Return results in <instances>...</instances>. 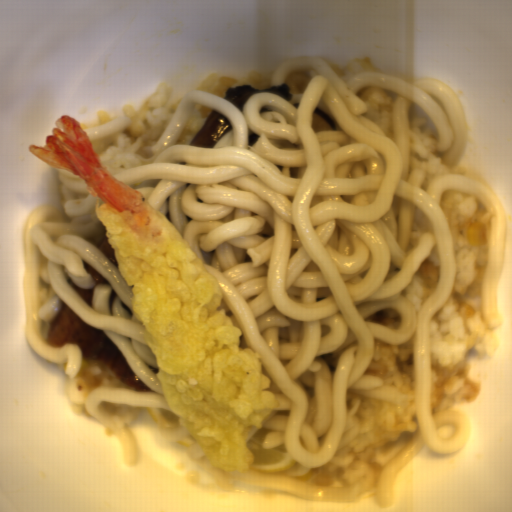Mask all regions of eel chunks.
<instances>
[{
    "mask_svg": "<svg viewBox=\"0 0 512 512\" xmlns=\"http://www.w3.org/2000/svg\"><path fill=\"white\" fill-rule=\"evenodd\" d=\"M84 270L92 277L95 285L98 286H109L111 285L107 279L101 275L98 271H96L94 268H92L89 264L86 262H82Z\"/></svg>",
    "mask_w": 512,
    "mask_h": 512,
    "instance_id": "obj_5",
    "label": "eel chunks"
},
{
    "mask_svg": "<svg viewBox=\"0 0 512 512\" xmlns=\"http://www.w3.org/2000/svg\"><path fill=\"white\" fill-rule=\"evenodd\" d=\"M49 322L47 341L59 346L77 342L83 360H93L108 367L124 384L141 392H153L133 371L110 337L100 329L86 325L63 303Z\"/></svg>",
    "mask_w": 512,
    "mask_h": 512,
    "instance_id": "obj_1",
    "label": "eel chunks"
},
{
    "mask_svg": "<svg viewBox=\"0 0 512 512\" xmlns=\"http://www.w3.org/2000/svg\"><path fill=\"white\" fill-rule=\"evenodd\" d=\"M232 128L227 117L218 111H211L205 123L189 145L214 147L221 136Z\"/></svg>",
    "mask_w": 512,
    "mask_h": 512,
    "instance_id": "obj_2",
    "label": "eel chunks"
},
{
    "mask_svg": "<svg viewBox=\"0 0 512 512\" xmlns=\"http://www.w3.org/2000/svg\"><path fill=\"white\" fill-rule=\"evenodd\" d=\"M260 137L254 132L248 136V144L252 147Z\"/></svg>",
    "mask_w": 512,
    "mask_h": 512,
    "instance_id": "obj_7",
    "label": "eel chunks"
},
{
    "mask_svg": "<svg viewBox=\"0 0 512 512\" xmlns=\"http://www.w3.org/2000/svg\"><path fill=\"white\" fill-rule=\"evenodd\" d=\"M66 282L81 296V298L84 300L87 306H91L93 304V289H84L79 288L75 285V283L72 281V279L69 277L67 278Z\"/></svg>",
    "mask_w": 512,
    "mask_h": 512,
    "instance_id": "obj_4",
    "label": "eel chunks"
},
{
    "mask_svg": "<svg viewBox=\"0 0 512 512\" xmlns=\"http://www.w3.org/2000/svg\"><path fill=\"white\" fill-rule=\"evenodd\" d=\"M255 93H272L291 101L293 93L290 92V87L284 82L280 85H271L265 89H258L255 85H242L225 90L224 97L226 101L235 105L242 113L245 103Z\"/></svg>",
    "mask_w": 512,
    "mask_h": 512,
    "instance_id": "obj_3",
    "label": "eel chunks"
},
{
    "mask_svg": "<svg viewBox=\"0 0 512 512\" xmlns=\"http://www.w3.org/2000/svg\"><path fill=\"white\" fill-rule=\"evenodd\" d=\"M97 250L106 256V258L109 260V262L112 264L113 267H117L114 253L105 237L102 239V241L97 246Z\"/></svg>",
    "mask_w": 512,
    "mask_h": 512,
    "instance_id": "obj_6",
    "label": "eel chunks"
}]
</instances>
